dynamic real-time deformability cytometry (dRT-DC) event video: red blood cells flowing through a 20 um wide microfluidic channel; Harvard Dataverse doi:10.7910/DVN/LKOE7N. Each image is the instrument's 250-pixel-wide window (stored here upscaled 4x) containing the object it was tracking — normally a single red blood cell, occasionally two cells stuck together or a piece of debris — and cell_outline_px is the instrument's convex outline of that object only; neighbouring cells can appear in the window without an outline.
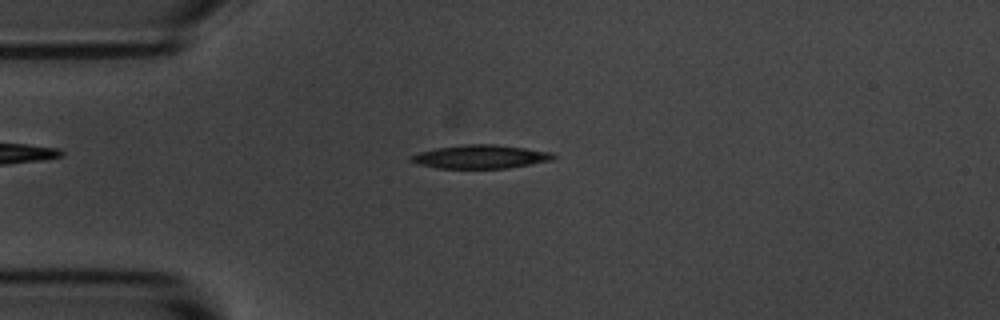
{"species": "common noctule bat (a hibernating species)", "species_latin": "Nyctalus noctula", "temperature_condition": "room temperature", "stored_images_in_passage": 53, "camera_frame_rate_fps": 3000, "um_per_image_px": 0.085, "animal": {"sex": "male", "body_mass_g": 20.1, "forearm_length_mm": 53.5}, "frame": {"image": 1, "passage_image": 12, "time_ms": 3.667, "image_size_px": [1000, 320], "cell_outline_px": [[556, 156], [552, 160], [532, 164], [508, 168], [436, 168], [416, 164], [408, 160], [408, 156], [420, 152], [436, 148], [464, 144], [496, 144], [552, 152]], "centroid_in_image_um": [40.8, 13.32], "position_along_channel_um": 44.2, "area_um2": 19.65}}
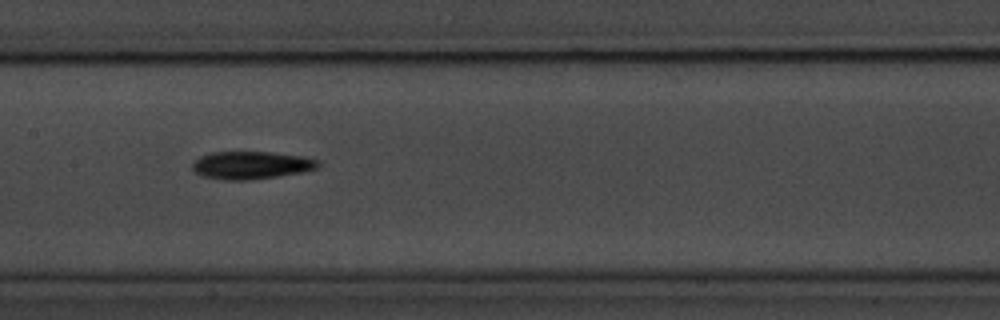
{"frame": {"image": 2, "passage_image": 25, "time_ms": 8.0, "image_size_px": [1000, 320], "cell_outline_px": [[324, 164], [316, 168], [304, 172], [280, 176], [248, 180], [224, 180], [200, 176], [192, 168], [192, 164], [200, 156], [212, 152], [268, 152], [304, 156], [320, 160]], "centroid_in_image_um": [21.4, 14.04], "position_along_channel_um": 186.0, "area_um2": 20.58}}
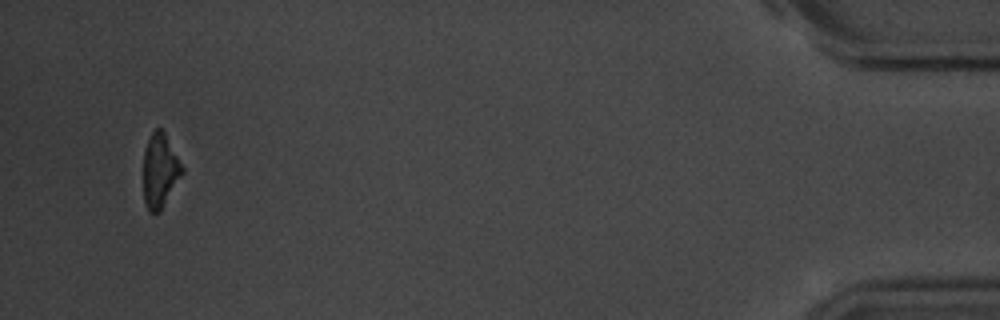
{"frame": {"image": 3, "passage_image": 51, "time_ms": 16.667, "image_size_px": [1000, 320], "cell_outline_px": [[184, 172], [160, 212], [148, 212], [144, 200], [144, 148], [152, 132], [156, 128], [160, 128], [164, 132], [184, 168]], "centroid_in_image_um": [13.6, 14.52], "position_along_channel_um": 421.6, "area_um2": 16.65}, "authors_computed_cell_mechanics": {"area_um2": 19.074, "velocity_mm_per_s": 3.6469, "shape_relaxation_time_tau1_ms": 3.7669, "shape_relaxation_time_tau2_ms": null, "deformation_change_tau1": 0.128, "deformation_change_tau2": null}}